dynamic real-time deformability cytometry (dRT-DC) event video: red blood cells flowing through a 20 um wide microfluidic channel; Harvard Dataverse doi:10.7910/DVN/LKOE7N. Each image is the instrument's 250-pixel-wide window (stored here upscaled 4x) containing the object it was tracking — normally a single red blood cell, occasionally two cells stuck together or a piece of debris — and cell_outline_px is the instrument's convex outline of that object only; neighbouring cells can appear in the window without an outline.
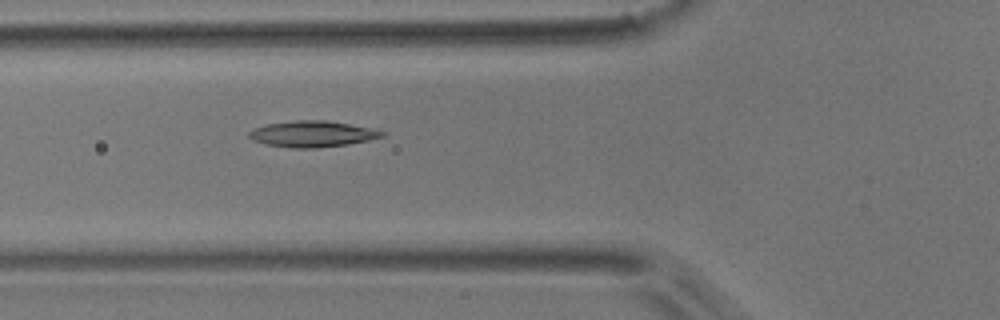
{"species": "common noctule bat (a hibernating species)", "species_latin": "Nyctalus noctula", "temperature_condition": "room temperature", "stored_images_in_passage": 5, "camera_frame_rate_fps": 3000, "um_per_image_px": 0.085, "animal": {"sex": "male", "body_mass_g": 17.9}, "frame": {"image": 1, "passage_image": 5, "time_ms": 4.667, "image_size_px": [1000, 320], "cell_outline_px": [[384, 136], [368, 140], [348, 144], [316, 148], [292, 148], [264, 144], [252, 140], [248, 136], [248, 132], [264, 124], [296, 120], [324, 120], [376, 128], [384, 132]], "centroid_in_image_um": [26.54, 11.38], "position_along_channel_um": 99.3, "area_um2": 20.35}}